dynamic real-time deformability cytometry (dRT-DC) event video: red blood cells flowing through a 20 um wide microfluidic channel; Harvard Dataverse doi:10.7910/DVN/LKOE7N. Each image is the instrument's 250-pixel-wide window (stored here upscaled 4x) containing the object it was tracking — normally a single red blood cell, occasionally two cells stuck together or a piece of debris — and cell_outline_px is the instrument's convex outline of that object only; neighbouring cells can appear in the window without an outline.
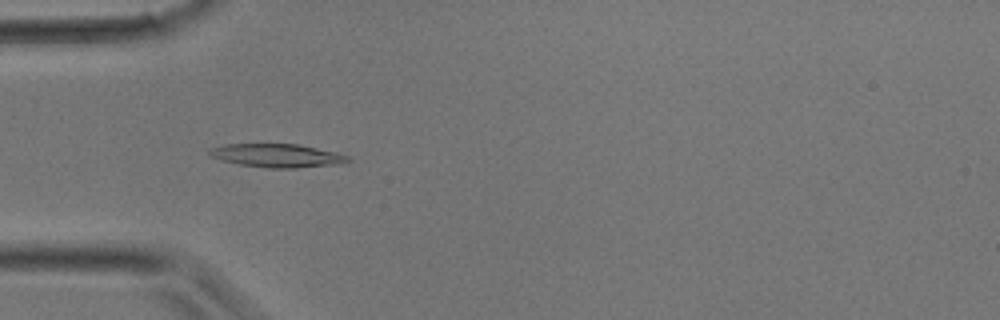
{"species": "common noctule bat (a hibernating species)", "species_latin": "Nyctalus noctula", "temperature_condition": "room temperature", "stored_images_in_passage": 27, "camera_frame_rate_fps": 3000, "um_per_image_px": 0.085, "animal": {"sex": "male", "body_mass_g": 17.9}, "frame": {"image": 1, "passage_image": 7, "time_ms": 2.0, "image_size_px": [1000, 320], "cell_outline_px": [[352, 160], [340, 164], [296, 168], [268, 168], [240, 164], [224, 160], [212, 156], [208, 152], [212, 148], [224, 144], [300, 144], [336, 152], [348, 156]], "centroid_in_image_um": [23.62, 13.22], "position_along_channel_um": 61.4, "area_um2": 18.79}}
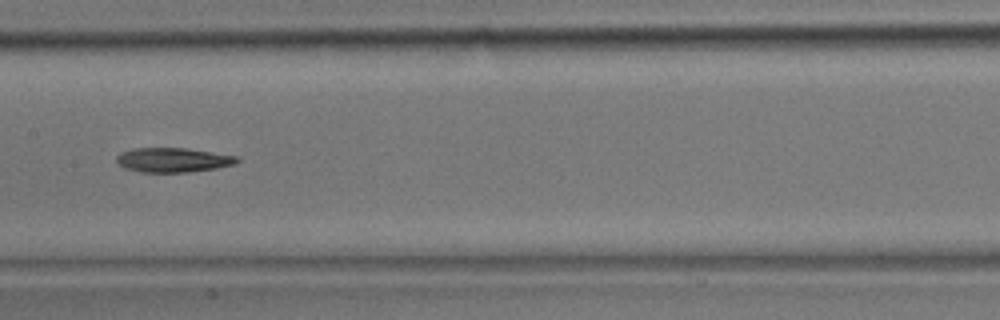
{"frame": {"image": 2, "passage_image": 14, "time_ms": 4.333, "image_size_px": [1000, 320], "cell_outline_px": [[240, 160], [232, 164], [216, 168], [188, 172], [140, 172], [124, 168], [116, 160], [116, 156], [120, 152], [132, 148], [188, 148], [236, 156]], "centroid_in_image_um": [14.66, 13.59], "position_along_channel_um": 192.7, "area_um2": 17.11}}
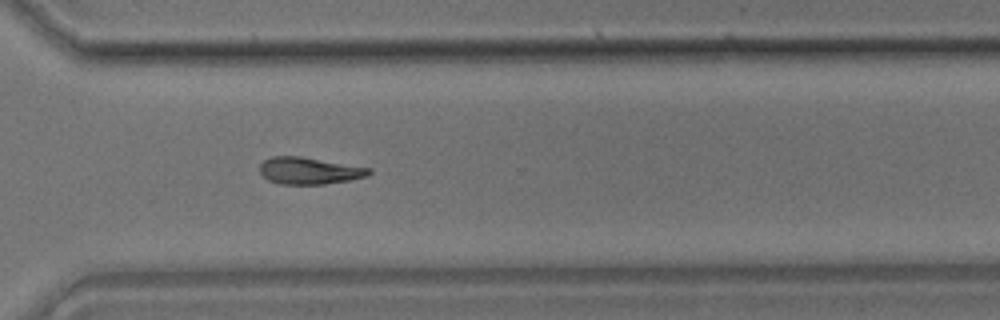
{"frame": {"image": 3, "passage_image": 22, "time_ms": 7.0, "image_size_px": [1000, 320], "cell_outline_px": [[372, 172], [368, 176], [352, 180], [324, 184], [280, 184], [268, 180], [260, 172], [260, 164], [264, 160], [272, 156], [300, 156], [372, 168]], "centroid_in_image_um": [26.32, 14.51], "position_along_channel_um": 344.3, "area_um2": 17.22}}